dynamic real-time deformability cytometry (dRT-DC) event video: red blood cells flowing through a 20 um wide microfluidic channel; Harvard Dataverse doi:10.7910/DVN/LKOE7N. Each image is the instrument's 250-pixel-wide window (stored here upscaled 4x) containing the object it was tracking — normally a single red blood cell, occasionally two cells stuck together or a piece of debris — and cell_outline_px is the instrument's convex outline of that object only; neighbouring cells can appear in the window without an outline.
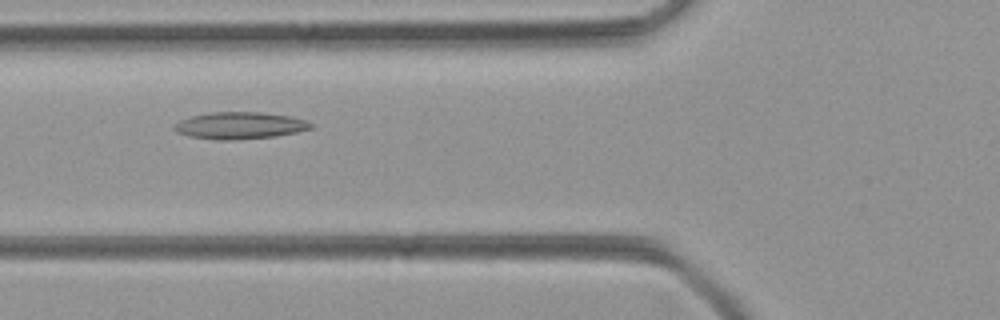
{"species": "common noctule bat (a hibernating species)", "species_latin": "Nyctalus noctula", "temperature_condition": "room temperature", "stored_images_in_passage": 49, "camera_frame_rate_fps": 3000, "um_per_image_px": 0.085, "animal": {"sex": "female", "body_mass_g": 21.9}, "frame": {"image": 1, "passage_image": 18, "time_ms": 5.667, "image_size_px": [1000, 320], "cell_outline_px": [[312, 128], [296, 132], [276, 136], [232, 140], [216, 140], [188, 136], [176, 132], [172, 128], [172, 124], [180, 120], [192, 116], [208, 112], [260, 112], [292, 116], [308, 120], [312, 124]], "centroid_in_image_um": [20.35, 10.67], "position_along_channel_um": 105.4, "area_um2": 21.68}}
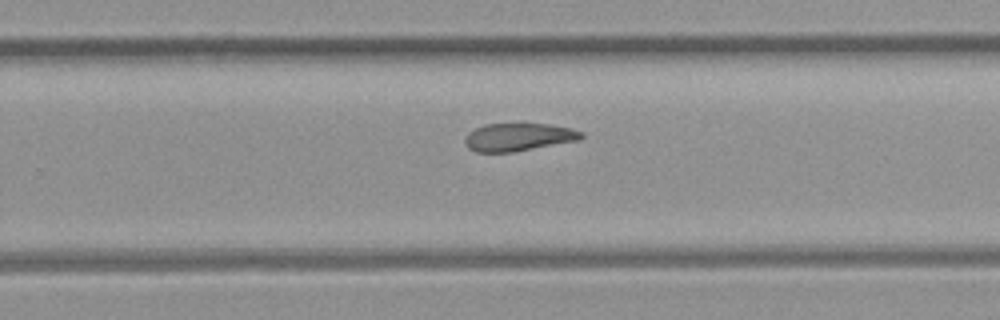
{"frame": {"image": 2, "passage_image": 31, "time_ms": 10.0, "image_size_px": [1000, 320], "cell_outline_px": [[584, 136], [580, 140], [512, 152], [476, 152], [468, 148], [464, 140], [468, 132], [484, 124], [520, 120], [548, 124], [572, 128], [584, 132]], "centroid_in_image_um": [44.08, 11.59], "position_along_channel_um": 285.7, "area_um2": 19.83}}
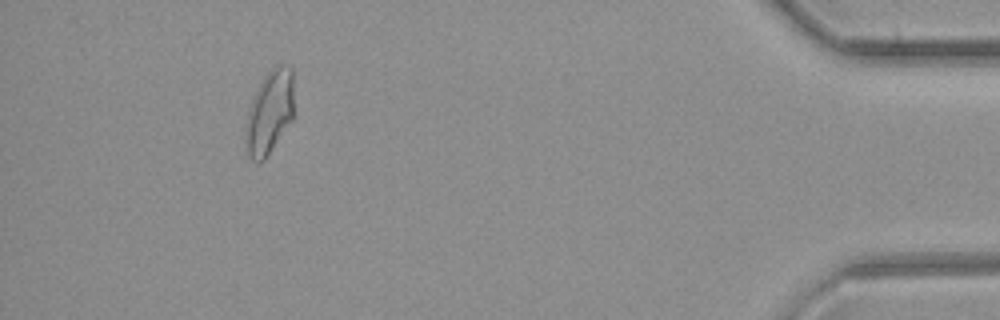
{"frame": {"image": 3, "passage_image": 45, "time_ms": 14.667, "image_size_px": [1000, 320], "cell_outline_px": [[292, 120], [264, 160], [252, 160], [248, 156], [248, 112], [252, 100], [264, 76], [276, 64], [280, 64], [292, 68]], "centroid_in_image_um": [22.95, 9.5], "position_along_channel_um": 412.3, "area_um2": 22.43}}